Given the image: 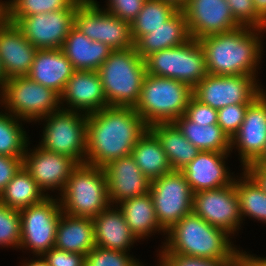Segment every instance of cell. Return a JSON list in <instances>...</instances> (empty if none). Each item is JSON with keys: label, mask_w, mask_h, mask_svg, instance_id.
Listing matches in <instances>:
<instances>
[{"label": "cell", "mask_w": 266, "mask_h": 266, "mask_svg": "<svg viewBox=\"0 0 266 266\" xmlns=\"http://www.w3.org/2000/svg\"><path fill=\"white\" fill-rule=\"evenodd\" d=\"M39 259L29 260V262L22 263L21 266H49L48 262L44 259L43 256H39Z\"/></svg>", "instance_id": "obj_49"}, {"label": "cell", "mask_w": 266, "mask_h": 266, "mask_svg": "<svg viewBox=\"0 0 266 266\" xmlns=\"http://www.w3.org/2000/svg\"><path fill=\"white\" fill-rule=\"evenodd\" d=\"M146 73L175 79L194 88L207 74L206 59L197 39L151 53L145 59Z\"/></svg>", "instance_id": "obj_8"}, {"label": "cell", "mask_w": 266, "mask_h": 266, "mask_svg": "<svg viewBox=\"0 0 266 266\" xmlns=\"http://www.w3.org/2000/svg\"><path fill=\"white\" fill-rule=\"evenodd\" d=\"M99 6L95 0H84L76 9L74 26L90 40L104 43L113 50L134 47L130 23Z\"/></svg>", "instance_id": "obj_11"}, {"label": "cell", "mask_w": 266, "mask_h": 266, "mask_svg": "<svg viewBox=\"0 0 266 266\" xmlns=\"http://www.w3.org/2000/svg\"><path fill=\"white\" fill-rule=\"evenodd\" d=\"M21 241L19 249L29 248L36 257L54 247L57 226L62 214L59 198L47 196L41 202L19 210Z\"/></svg>", "instance_id": "obj_12"}, {"label": "cell", "mask_w": 266, "mask_h": 266, "mask_svg": "<svg viewBox=\"0 0 266 266\" xmlns=\"http://www.w3.org/2000/svg\"><path fill=\"white\" fill-rule=\"evenodd\" d=\"M173 124L200 151L230 153V139L218 124L202 126L191 121L185 114Z\"/></svg>", "instance_id": "obj_31"}, {"label": "cell", "mask_w": 266, "mask_h": 266, "mask_svg": "<svg viewBox=\"0 0 266 266\" xmlns=\"http://www.w3.org/2000/svg\"><path fill=\"white\" fill-rule=\"evenodd\" d=\"M111 205L148 193L151 181L140 170L132 155L117 158L104 167Z\"/></svg>", "instance_id": "obj_19"}, {"label": "cell", "mask_w": 266, "mask_h": 266, "mask_svg": "<svg viewBox=\"0 0 266 266\" xmlns=\"http://www.w3.org/2000/svg\"><path fill=\"white\" fill-rule=\"evenodd\" d=\"M42 140L39 146L53 153L73 158L78 164L85 163L87 149V115L72 110H59L43 117Z\"/></svg>", "instance_id": "obj_9"}, {"label": "cell", "mask_w": 266, "mask_h": 266, "mask_svg": "<svg viewBox=\"0 0 266 266\" xmlns=\"http://www.w3.org/2000/svg\"><path fill=\"white\" fill-rule=\"evenodd\" d=\"M54 247L86 255L95 247L93 219L62 212Z\"/></svg>", "instance_id": "obj_27"}, {"label": "cell", "mask_w": 266, "mask_h": 266, "mask_svg": "<svg viewBox=\"0 0 266 266\" xmlns=\"http://www.w3.org/2000/svg\"><path fill=\"white\" fill-rule=\"evenodd\" d=\"M118 208L122 211L127 225L139 240L144 239L152 233L165 231L160 227L155 215V208L150 192L129 198L121 203Z\"/></svg>", "instance_id": "obj_28"}, {"label": "cell", "mask_w": 266, "mask_h": 266, "mask_svg": "<svg viewBox=\"0 0 266 266\" xmlns=\"http://www.w3.org/2000/svg\"><path fill=\"white\" fill-rule=\"evenodd\" d=\"M180 9L193 39L199 40L204 36L240 27L226 0H187Z\"/></svg>", "instance_id": "obj_16"}, {"label": "cell", "mask_w": 266, "mask_h": 266, "mask_svg": "<svg viewBox=\"0 0 266 266\" xmlns=\"http://www.w3.org/2000/svg\"><path fill=\"white\" fill-rule=\"evenodd\" d=\"M0 103L6 111L21 121H39L61 108L60 96L28 76L5 81L0 91Z\"/></svg>", "instance_id": "obj_7"}, {"label": "cell", "mask_w": 266, "mask_h": 266, "mask_svg": "<svg viewBox=\"0 0 266 266\" xmlns=\"http://www.w3.org/2000/svg\"><path fill=\"white\" fill-rule=\"evenodd\" d=\"M149 192L156 218L165 232L192 212L194 193L182 171L172 170L152 180Z\"/></svg>", "instance_id": "obj_10"}, {"label": "cell", "mask_w": 266, "mask_h": 266, "mask_svg": "<svg viewBox=\"0 0 266 266\" xmlns=\"http://www.w3.org/2000/svg\"><path fill=\"white\" fill-rule=\"evenodd\" d=\"M231 151L236 146L245 169L256 162L266 148V93L263 92L247 107L245 118L230 140Z\"/></svg>", "instance_id": "obj_18"}, {"label": "cell", "mask_w": 266, "mask_h": 266, "mask_svg": "<svg viewBox=\"0 0 266 266\" xmlns=\"http://www.w3.org/2000/svg\"><path fill=\"white\" fill-rule=\"evenodd\" d=\"M240 26L266 30V22L256 13L253 0H226Z\"/></svg>", "instance_id": "obj_40"}, {"label": "cell", "mask_w": 266, "mask_h": 266, "mask_svg": "<svg viewBox=\"0 0 266 266\" xmlns=\"http://www.w3.org/2000/svg\"><path fill=\"white\" fill-rule=\"evenodd\" d=\"M179 8L164 0H146L137 17L130 23L131 36L135 43L141 36L169 20Z\"/></svg>", "instance_id": "obj_33"}, {"label": "cell", "mask_w": 266, "mask_h": 266, "mask_svg": "<svg viewBox=\"0 0 266 266\" xmlns=\"http://www.w3.org/2000/svg\"><path fill=\"white\" fill-rule=\"evenodd\" d=\"M78 0L70 9L39 13L27 17H4L14 23L37 49H61L74 26Z\"/></svg>", "instance_id": "obj_14"}, {"label": "cell", "mask_w": 266, "mask_h": 266, "mask_svg": "<svg viewBox=\"0 0 266 266\" xmlns=\"http://www.w3.org/2000/svg\"><path fill=\"white\" fill-rule=\"evenodd\" d=\"M78 0H9L4 2V17H27L39 13L70 9Z\"/></svg>", "instance_id": "obj_36"}, {"label": "cell", "mask_w": 266, "mask_h": 266, "mask_svg": "<svg viewBox=\"0 0 266 266\" xmlns=\"http://www.w3.org/2000/svg\"><path fill=\"white\" fill-rule=\"evenodd\" d=\"M4 113L0 112V155L23 157L29 144L27 132L19 124V118Z\"/></svg>", "instance_id": "obj_35"}, {"label": "cell", "mask_w": 266, "mask_h": 266, "mask_svg": "<svg viewBox=\"0 0 266 266\" xmlns=\"http://www.w3.org/2000/svg\"><path fill=\"white\" fill-rule=\"evenodd\" d=\"M75 70L97 71L113 49L99 41L90 40L73 26L61 48Z\"/></svg>", "instance_id": "obj_26"}, {"label": "cell", "mask_w": 266, "mask_h": 266, "mask_svg": "<svg viewBox=\"0 0 266 266\" xmlns=\"http://www.w3.org/2000/svg\"><path fill=\"white\" fill-rule=\"evenodd\" d=\"M191 39L187 20L179 9L162 26L153 29L150 33L141 36L135 43V49L142 59L151 53L180 46Z\"/></svg>", "instance_id": "obj_25"}, {"label": "cell", "mask_w": 266, "mask_h": 266, "mask_svg": "<svg viewBox=\"0 0 266 266\" xmlns=\"http://www.w3.org/2000/svg\"><path fill=\"white\" fill-rule=\"evenodd\" d=\"M127 253L95 246L85 255V266H144Z\"/></svg>", "instance_id": "obj_38"}, {"label": "cell", "mask_w": 266, "mask_h": 266, "mask_svg": "<svg viewBox=\"0 0 266 266\" xmlns=\"http://www.w3.org/2000/svg\"><path fill=\"white\" fill-rule=\"evenodd\" d=\"M242 173L240 179H235L241 217L266 223V193L245 170Z\"/></svg>", "instance_id": "obj_34"}, {"label": "cell", "mask_w": 266, "mask_h": 266, "mask_svg": "<svg viewBox=\"0 0 266 266\" xmlns=\"http://www.w3.org/2000/svg\"><path fill=\"white\" fill-rule=\"evenodd\" d=\"M108 106L135 107L146 76V64L135 46L113 50L97 70Z\"/></svg>", "instance_id": "obj_4"}, {"label": "cell", "mask_w": 266, "mask_h": 266, "mask_svg": "<svg viewBox=\"0 0 266 266\" xmlns=\"http://www.w3.org/2000/svg\"><path fill=\"white\" fill-rule=\"evenodd\" d=\"M192 96L193 88L184 82L146 74L134 110L148 127L173 123L185 114Z\"/></svg>", "instance_id": "obj_5"}, {"label": "cell", "mask_w": 266, "mask_h": 266, "mask_svg": "<svg viewBox=\"0 0 266 266\" xmlns=\"http://www.w3.org/2000/svg\"><path fill=\"white\" fill-rule=\"evenodd\" d=\"M149 129L159 139L173 170L181 171L200 152L173 123H158Z\"/></svg>", "instance_id": "obj_29"}, {"label": "cell", "mask_w": 266, "mask_h": 266, "mask_svg": "<svg viewBox=\"0 0 266 266\" xmlns=\"http://www.w3.org/2000/svg\"><path fill=\"white\" fill-rule=\"evenodd\" d=\"M23 157L0 155V193L23 166Z\"/></svg>", "instance_id": "obj_45"}, {"label": "cell", "mask_w": 266, "mask_h": 266, "mask_svg": "<svg viewBox=\"0 0 266 266\" xmlns=\"http://www.w3.org/2000/svg\"><path fill=\"white\" fill-rule=\"evenodd\" d=\"M131 155L150 181L173 170L159 139L149 128L139 138Z\"/></svg>", "instance_id": "obj_30"}, {"label": "cell", "mask_w": 266, "mask_h": 266, "mask_svg": "<svg viewBox=\"0 0 266 266\" xmlns=\"http://www.w3.org/2000/svg\"><path fill=\"white\" fill-rule=\"evenodd\" d=\"M159 253H176L211 260H232L240 250L231 244L229 233L214 227L191 212L166 232Z\"/></svg>", "instance_id": "obj_3"}, {"label": "cell", "mask_w": 266, "mask_h": 266, "mask_svg": "<svg viewBox=\"0 0 266 266\" xmlns=\"http://www.w3.org/2000/svg\"><path fill=\"white\" fill-rule=\"evenodd\" d=\"M37 50L14 23L5 18L0 22V62L6 80L27 76Z\"/></svg>", "instance_id": "obj_21"}, {"label": "cell", "mask_w": 266, "mask_h": 266, "mask_svg": "<svg viewBox=\"0 0 266 266\" xmlns=\"http://www.w3.org/2000/svg\"><path fill=\"white\" fill-rule=\"evenodd\" d=\"M21 215L19 210L9 208L0 203V245L1 247H17L21 241Z\"/></svg>", "instance_id": "obj_37"}, {"label": "cell", "mask_w": 266, "mask_h": 266, "mask_svg": "<svg viewBox=\"0 0 266 266\" xmlns=\"http://www.w3.org/2000/svg\"><path fill=\"white\" fill-rule=\"evenodd\" d=\"M185 115L191 121L202 124V126L217 124L218 122L217 109L200 102L194 96H192L189 101Z\"/></svg>", "instance_id": "obj_42"}, {"label": "cell", "mask_w": 266, "mask_h": 266, "mask_svg": "<svg viewBox=\"0 0 266 266\" xmlns=\"http://www.w3.org/2000/svg\"><path fill=\"white\" fill-rule=\"evenodd\" d=\"M256 13L266 22V0H253Z\"/></svg>", "instance_id": "obj_48"}, {"label": "cell", "mask_w": 266, "mask_h": 266, "mask_svg": "<svg viewBox=\"0 0 266 266\" xmlns=\"http://www.w3.org/2000/svg\"><path fill=\"white\" fill-rule=\"evenodd\" d=\"M192 212L214 227L233 234L241 227L239 199L232 184L217 189L203 190L194 193Z\"/></svg>", "instance_id": "obj_15"}, {"label": "cell", "mask_w": 266, "mask_h": 266, "mask_svg": "<svg viewBox=\"0 0 266 266\" xmlns=\"http://www.w3.org/2000/svg\"><path fill=\"white\" fill-rule=\"evenodd\" d=\"M263 30L266 31L240 26L229 32L200 38L198 41L205 55L208 74L256 77L263 50L260 39Z\"/></svg>", "instance_id": "obj_2"}, {"label": "cell", "mask_w": 266, "mask_h": 266, "mask_svg": "<svg viewBox=\"0 0 266 266\" xmlns=\"http://www.w3.org/2000/svg\"><path fill=\"white\" fill-rule=\"evenodd\" d=\"M5 81H6V77H5V74L3 72V69H2V66H1V62H0V91H1Z\"/></svg>", "instance_id": "obj_51"}, {"label": "cell", "mask_w": 266, "mask_h": 266, "mask_svg": "<svg viewBox=\"0 0 266 266\" xmlns=\"http://www.w3.org/2000/svg\"><path fill=\"white\" fill-rule=\"evenodd\" d=\"M49 266H85V255L53 247L43 255Z\"/></svg>", "instance_id": "obj_44"}, {"label": "cell", "mask_w": 266, "mask_h": 266, "mask_svg": "<svg viewBox=\"0 0 266 266\" xmlns=\"http://www.w3.org/2000/svg\"><path fill=\"white\" fill-rule=\"evenodd\" d=\"M229 153L200 151L181 171L193 193L225 187L234 182L225 167Z\"/></svg>", "instance_id": "obj_22"}, {"label": "cell", "mask_w": 266, "mask_h": 266, "mask_svg": "<svg viewBox=\"0 0 266 266\" xmlns=\"http://www.w3.org/2000/svg\"><path fill=\"white\" fill-rule=\"evenodd\" d=\"M162 266H241V253L232 260H211L176 253H159Z\"/></svg>", "instance_id": "obj_39"}, {"label": "cell", "mask_w": 266, "mask_h": 266, "mask_svg": "<svg viewBox=\"0 0 266 266\" xmlns=\"http://www.w3.org/2000/svg\"><path fill=\"white\" fill-rule=\"evenodd\" d=\"M148 128L133 107L107 106L88 114L85 164L104 167L114 159L131 155Z\"/></svg>", "instance_id": "obj_1"}, {"label": "cell", "mask_w": 266, "mask_h": 266, "mask_svg": "<svg viewBox=\"0 0 266 266\" xmlns=\"http://www.w3.org/2000/svg\"><path fill=\"white\" fill-rule=\"evenodd\" d=\"M47 196L49 194H45L38 187L36 181L22 166L0 193V203L9 208L21 210L41 202Z\"/></svg>", "instance_id": "obj_32"}, {"label": "cell", "mask_w": 266, "mask_h": 266, "mask_svg": "<svg viewBox=\"0 0 266 266\" xmlns=\"http://www.w3.org/2000/svg\"><path fill=\"white\" fill-rule=\"evenodd\" d=\"M64 102L69 106L61 107L62 109L86 115L107 107V99L98 72L75 70L60 95V104L63 105Z\"/></svg>", "instance_id": "obj_20"}, {"label": "cell", "mask_w": 266, "mask_h": 266, "mask_svg": "<svg viewBox=\"0 0 266 266\" xmlns=\"http://www.w3.org/2000/svg\"><path fill=\"white\" fill-rule=\"evenodd\" d=\"M241 253V266H266V257H256L251 254H247L246 251Z\"/></svg>", "instance_id": "obj_47"}, {"label": "cell", "mask_w": 266, "mask_h": 266, "mask_svg": "<svg viewBox=\"0 0 266 266\" xmlns=\"http://www.w3.org/2000/svg\"><path fill=\"white\" fill-rule=\"evenodd\" d=\"M4 19V2L0 1V22Z\"/></svg>", "instance_id": "obj_53"}, {"label": "cell", "mask_w": 266, "mask_h": 266, "mask_svg": "<svg viewBox=\"0 0 266 266\" xmlns=\"http://www.w3.org/2000/svg\"><path fill=\"white\" fill-rule=\"evenodd\" d=\"M251 75L207 74L194 88L200 102L220 109L233 104H251L264 91Z\"/></svg>", "instance_id": "obj_13"}, {"label": "cell", "mask_w": 266, "mask_h": 266, "mask_svg": "<svg viewBox=\"0 0 266 266\" xmlns=\"http://www.w3.org/2000/svg\"><path fill=\"white\" fill-rule=\"evenodd\" d=\"M176 5L179 9L187 2V0H164Z\"/></svg>", "instance_id": "obj_50"}, {"label": "cell", "mask_w": 266, "mask_h": 266, "mask_svg": "<svg viewBox=\"0 0 266 266\" xmlns=\"http://www.w3.org/2000/svg\"><path fill=\"white\" fill-rule=\"evenodd\" d=\"M74 71L61 49H38L27 76L60 96Z\"/></svg>", "instance_id": "obj_23"}, {"label": "cell", "mask_w": 266, "mask_h": 266, "mask_svg": "<svg viewBox=\"0 0 266 266\" xmlns=\"http://www.w3.org/2000/svg\"><path fill=\"white\" fill-rule=\"evenodd\" d=\"M28 152V145L23 156V167L43 191L65 189L72 171L79 165L73 158L53 153L37 145Z\"/></svg>", "instance_id": "obj_17"}, {"label": "cell", "mask_w": 266, "mask_h": 266, "mask_svg": "<svg viewBox=\"0 0 266 266\" xmlns=\"http://www.w3.org/2000/svg\"><path fill=\"white\" fill-rule=\"evenodd\" d=\"M248 105L250 104H233L217 110V124L222 128L223 132L230 140L241 127Z\"/></svg>", "instance_id": "obj_41"}, {"label": "cell", "mask_w": 266, "mask_h": 266, "mask_svg": "<svg viewBox=\"0 0 266 266\" xmlns=\"http://www.w3.org/2000/svg\"><path fill=\"white\" fill-rule=\"evenodd\" d=\"M266 193V165L252 163L244 169Z\"/></svg>", "instance_id": "obj_46"}, {"label": "cell", "mask_w": 266, "mask_h": 266, "mask_svg": "<svg viewBox=\"0 0 266 266\" xmlns=\"http://www.w3.org/2000/svg\"><path fill=\"white\" fill-rule=\"evenodd\" d=\"M146 0H108L105 10L131 23L139 14Z\"/></svg>", "instance_id": "obj_43"}, {"label": "cell", "mask_w": 266, "mask_h": 266, "mask_svg": "<svg viewBox=\"0 0 266 266\" xmlns=\"http://www.w3.org/2000/svg\"><path fill=\"white\" fill-rule=\"evenodd\" d=\"M62 212L93 218L111 206L103 167L79 164L71 173L60 193Z\"/></svg>", "instance_id": "obj_6"}, {"label": "cell", "mask_w": 266, "mask_h": 266, "mask_svg": "<svg viewBox=\"0 0 266 266\" xmlns=\"http://www.w3.org/2000/svg\"><path fill=\"white\" fill-rule=\"evenodd\" d=\"M254 163H258V164H261V165H266V148L264 150L263 155Z\"/></svg>", "instance_id": "obj_52"}, {"label": "cell", "mask_w": 266, "mask_h": 266, "mask_svg": "<svg viewBox=\"0 0 266 266\" xmlns=\"http://www.w3.org/2000/svg\"><path fill=\"white\" fill-rule=\"evenodd\" d=\"M114 206L107 207L92 218L95 246L128 252L138 239L127 225L122 211L118 209V205L115 208Z\"/></svg>", "instance_id": "obj_24"}]
</instances>
